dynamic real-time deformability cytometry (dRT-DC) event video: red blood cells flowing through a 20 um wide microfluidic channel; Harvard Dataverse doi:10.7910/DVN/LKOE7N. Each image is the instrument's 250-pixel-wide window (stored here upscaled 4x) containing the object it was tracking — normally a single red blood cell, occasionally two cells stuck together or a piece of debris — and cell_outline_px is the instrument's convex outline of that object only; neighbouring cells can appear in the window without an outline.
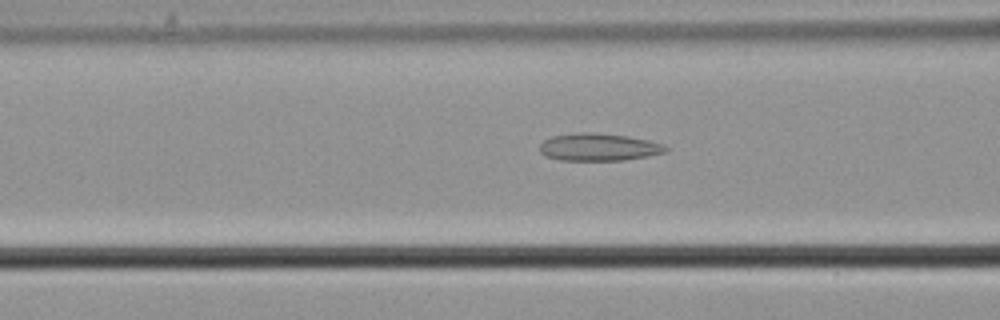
{"species": "common noctule bat (a hibernating species)", "species_latin": "Nyctalus noctula", "temperature_condition": "cold", "stored_images_in_passage": 46, "camera_frame_rate_fps": 3000, "um_per_image_px": 0.085, "animal": {"sex": "male", "body_mass_g": 21.5, "forearm_length_mm": 52.0}, "frame": {"image": 1, "passage_image": 13, "time_ms": 4.0, "image_size_px": [1000, 320], "cell_outline_px": [[668, 152], [648, 156], [624, 160], [560, 160], [544, 156], [540, 152], [540, 144], [544, 140], [552, 136], [576, 132], [596, 132], [628, 136], [648, 140], [664, 144], [668, 148]], "centroid_in_image_um": [50.9, 12.5], "position_along_channel_um": 115.7, "area_um2": 20.4}}
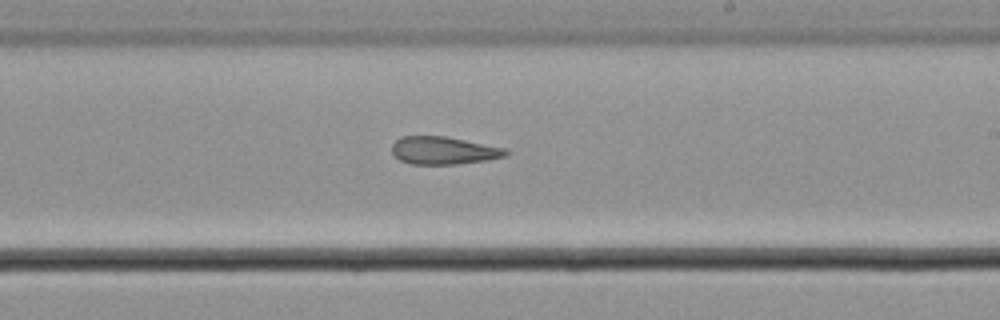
{"frame": {"image": 2, "passage_image": 24, "time_ms": 7.667, "image_size_px": [1000, 320], "cell_outline_px": [[512, 152], [508, 156], [488, 160], [456, 164], [412, 164], [400, 160], [392, 152], [392, 144], [400, 136], [444, 136], [508, 148]], "centroid_in_image_um": [37.77, 12.79], "position_along_channel_um": 251.2, "area_um2": 18.61}}
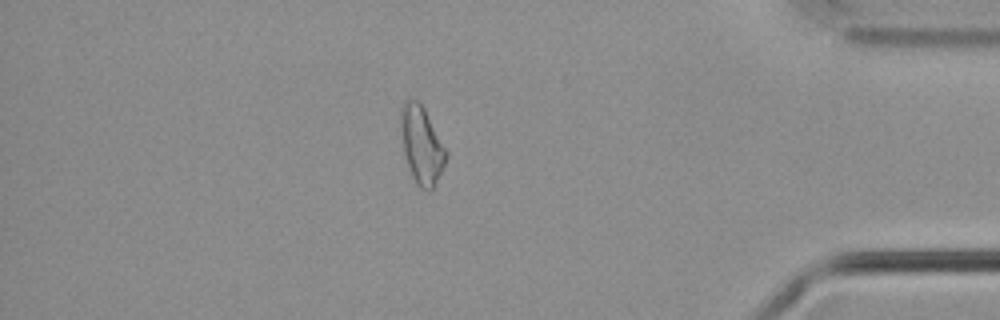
{"frame": {"image": 3, "passage_image": 39, "time_ms": 12.667, "image_size_px": [1000, 320], "cell_outline_px": [[448, 156], [432, 188], [420, 188], [416, 184], [412, 176], [404, 152], [400, 124], [400, 108], [404, 100], [416, 100], [424, 108], [448, 152]], "centroid_in_image_um": [35.82, 12.28], "position_along_channel_um": 399.4, "area_um2": 20.0}, "authors_computed_cell_mechanics": {"area_um2": 19.9699, "velocity_mm_per_s": 3.705, "shape_relaxation_time_tau1_ms": null, "shape_relaxation_time_tau2_ms": 7.8521, "deformation_change_tau1": null, "deformation_change_tau2": 0.2098}}